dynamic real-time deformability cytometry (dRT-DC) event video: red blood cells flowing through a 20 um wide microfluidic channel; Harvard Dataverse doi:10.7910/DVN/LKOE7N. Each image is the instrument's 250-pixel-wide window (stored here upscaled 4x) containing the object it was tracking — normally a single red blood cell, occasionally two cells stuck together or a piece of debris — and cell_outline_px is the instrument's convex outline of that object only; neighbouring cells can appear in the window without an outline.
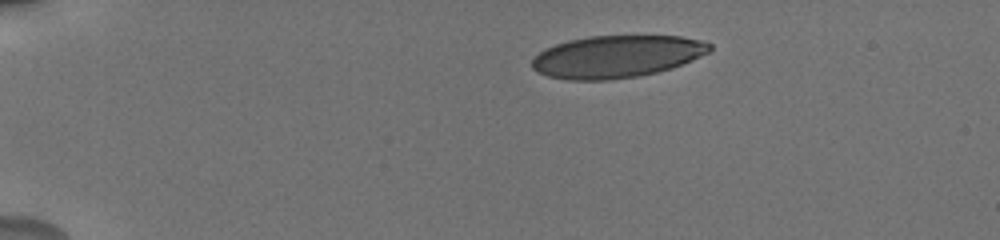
{"species": "human", "species_latin": "Homo sapiens", "temperature_condition": "cold", "stored_images_in_passage": 36, "camera_frame_rate_fps": 3000, "um_per_image_px": 0.085, "donor": {"sex": "male"}, "frame": {"image": 1, "passage_image": 1, "time_ms": 0.0, "image_size_px": [1000, 240], "cell_outline_px": [[712, 48], [708, 52], [692, 60], [672, 68], [656, 72], [636, 76], [608, 80], [568, 80], [548, 76], [532, 68], [532, 60], [544, 48], [568, 40], [588, 36], [680, 36], [700, 40], [712, 44]], "centroid_in_image_um": [52.41, 4.8], "position_along_channel_um": 32.6, "area_um2": 43.58}}
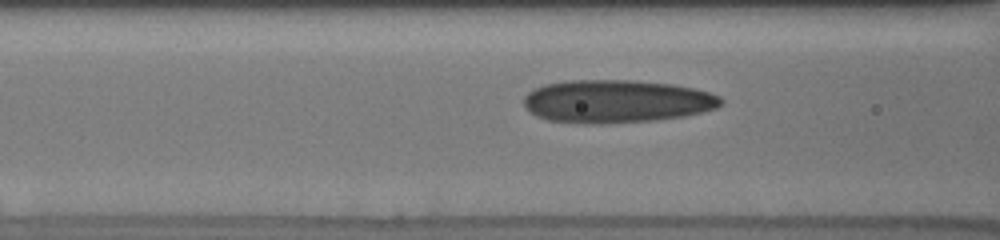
{"frame": {"image": 2, "passage_image": 8, "time_ms": 4.333, "image_size_px": [1000, 240], "cell_outline_px": [[724, 100], [716, 108], [684, 116], [652, 120], [604, 124], [584, 124], [548, 120], [536, 116], [528, 112], [524, 104], [524, 96], [528, 92], [544, 84], [572, 80], [632, 80], [672, 84], [692, 88], [708, 92], [720, 96]], "centroid_in_image_um": [52.36, 8.62], "position_along_channel_um": 114.2, "area_um2": 49.42}}
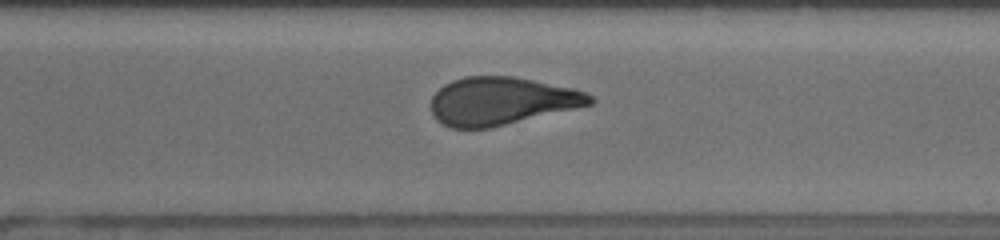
{"frame": {"image": 3, "passage_image": 24, "time_ms": 10.0, "image_size_px": [1000, 240], "cell_outline_px": [[596, 100], [592, 104], [488, 128], [448, 128], [436, 120], [432, 112], [432, 96], [444, 84], [452, 80], [464, 76], [512, 76], [572, 88], [584, 92], [592, 96]], "centroid_in_image_um": [42.58, 8.58], "position_along_channel_um": 328.0, "area_um2": 43.93}, "authors_computed_cell_mechanics": {"area_um2": 46.2111, "velocity_mm_per_s": 3.7749, "shape_relaxation_time_tau1_ms": 7.7653, "shape_relaxation_time_tau2_ms": 1.5227, "deformation_change_tau1": 0.1929, "deformation_change_tau2": 0.0853}}